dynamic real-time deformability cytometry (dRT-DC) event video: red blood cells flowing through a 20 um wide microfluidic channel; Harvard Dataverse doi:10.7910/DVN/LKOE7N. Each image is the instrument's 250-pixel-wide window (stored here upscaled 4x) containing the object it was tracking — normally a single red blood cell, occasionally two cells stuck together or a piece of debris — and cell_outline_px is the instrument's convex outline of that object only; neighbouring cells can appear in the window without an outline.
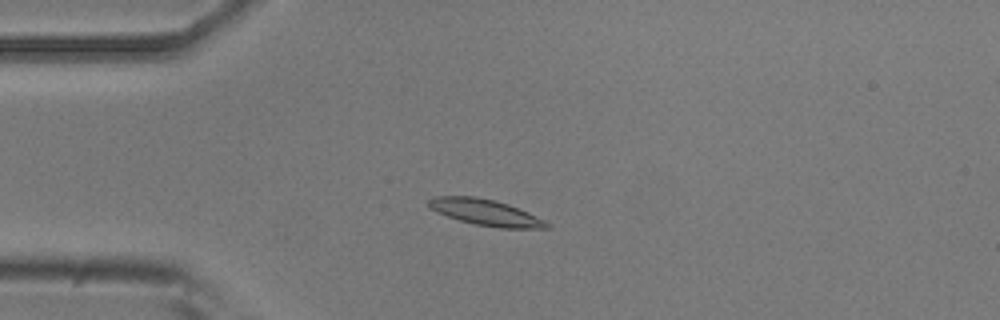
{"species": "common noctule bat (a hibernating species)", "species_latin": "Nyctalus noctula", "temperature_condition": "room temperature", "stored_images_in_passage": 51, "camera_frame_rate_fps": 3000, "um_per_image_px": 0.085, "animal": {"sex": "male", "body_mass_g": 20.5, "forearm_length_mm": 52.5}, "frame": {"image": 1, "passage_image": 12, "time_ms": 3.667, "image_size_px": [1000, 320], "cell_outline_px": [[552, 228], [500, 228], [476, 224], [460, 220], [436, 212], [428, 208], [428, 200], [436, 196], [476, 196], [508, 204], [528, 212], [552, 224]], "centroid_in_image_um": [41.29, 18.06], "position_along_channel_um": 43.7, "area_um2": 17.92}}
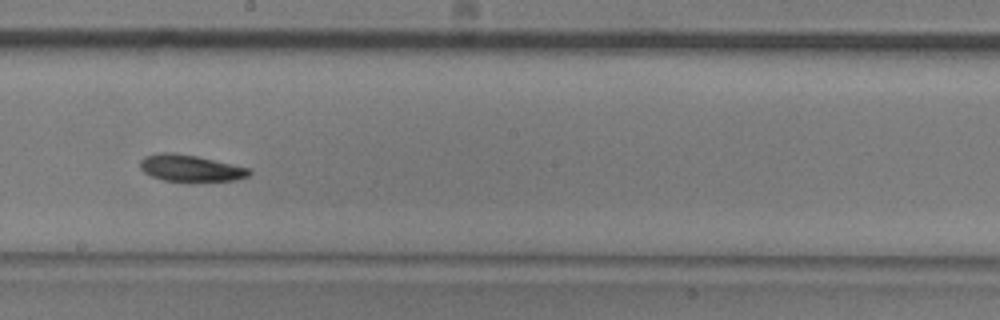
{"frame": {"image": 2, "passage_image": 28, "time_ms": 9.0, "image_size_px": [1000, 320], "cell_outline_px": [[252, 172], [248, 176], [236, 180], [192, 184], [188, 184], [164, 180], [152, 176], [144, 172], [140, 168], [140, 160], [144, 156], [160, 152], [176, 152], [196, 156], [252, 168]], "centroid_in_image_um": [16.22, 14.33], "position_along_channel_um": 232.0, "area_um2": 17.86}}
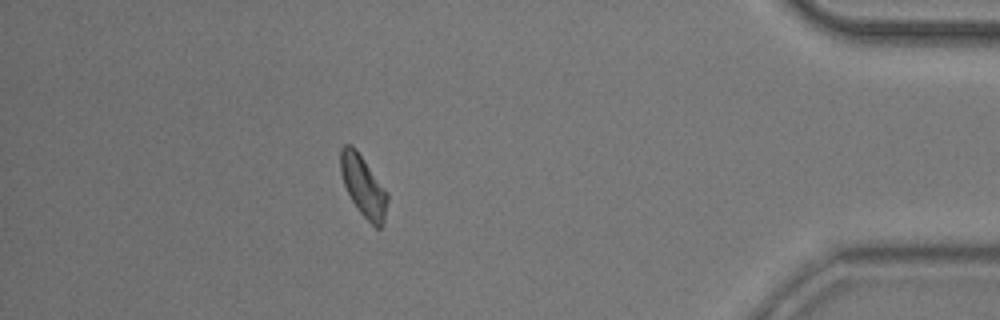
{"frame": {"image": 3, "passage_image": 45, "time_ms": 14.667, "image_size_px": [1000, 320], "cell_outline_px": [[388, 200], [384, 220], [380, 228], [376, 228], [356, 208], [344, 184], [340, 172], [340, 148], [344, 144], [352, 144], [356, 148], [388, 192]], "centroid_in_image_um": [30.88, 15.78], "position_along_channel_um": 404.3, "area_um2": 16.7}, "authors_computed_cell_mechanics": {"area_um2": 17.2244, "velocity_mm_per_s": 3.8737, "shape_relaxation_time_tau1_ms": 4.7966, "shape_relaxation_time_tau2_ms": null, "deformation_change_tau1": 0.1214, "deformation_change_tau2": null}}